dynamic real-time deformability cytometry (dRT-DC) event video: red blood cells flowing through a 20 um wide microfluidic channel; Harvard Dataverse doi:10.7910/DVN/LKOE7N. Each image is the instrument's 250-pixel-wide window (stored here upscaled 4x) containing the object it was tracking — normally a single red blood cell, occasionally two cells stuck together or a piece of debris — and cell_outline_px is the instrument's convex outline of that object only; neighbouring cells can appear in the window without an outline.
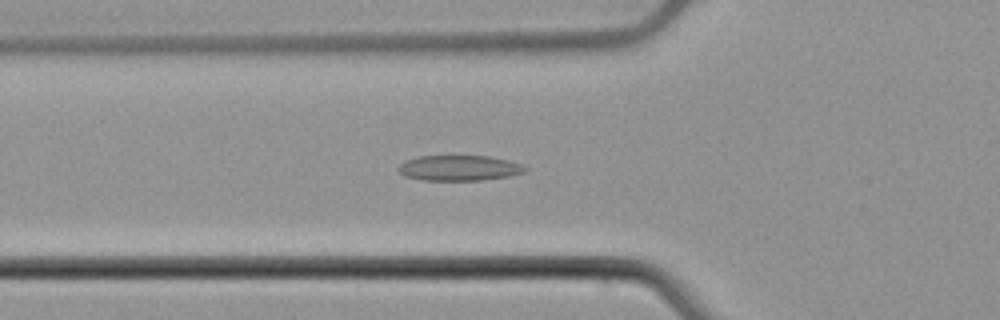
{"species": "common noctule bat (a hibernating species)", "species_latin": "Nyctalus noctula", "temperature_condition": "cold", "stored_images_in_passage": 43, "camera_frame_rate_fps": 3000, "um_per_image_px": 0.085, "animal": {"sex": "male", "body_mass_g": 21.5, "forearm_length_mm": 52.0}, "frame": {"image": 1, "passage_image": 9, "time_ms": 2.667, "image_size_px": [1000, 320], "cell_outline_px": [[528, 168], [524, 172], [508, 176], [484, 180], [420, 180], [404, 176], [400, 172], [400, 164], [416, 156], [488, 156], [508, 160], [520, 164]], "centroid_in_image_um": [39.04, 14.28], "position_along_channel_um": 86.8, "area_um2": 18.61}}
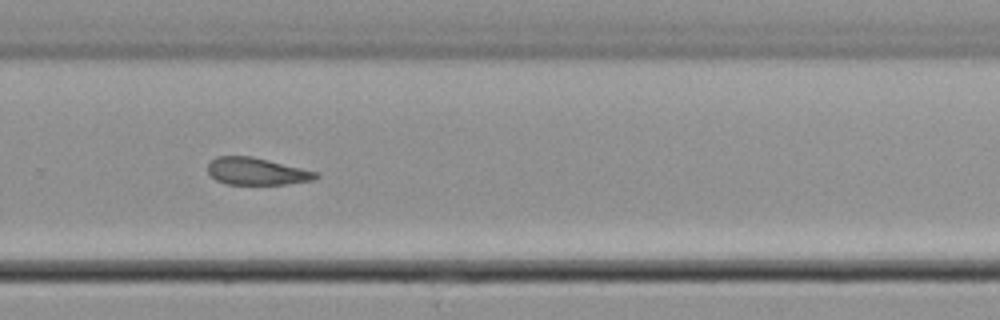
{"frame": {"image": 2, "passage_image": 26, "time_ms": 8.333, "image_size_px": [1000, 320], "cell_outline_px": [[320, 176], [312, 180], [284, 184], [224, 184], [216, 180], [208, 172], [208, 164], [216, 156], [252, 156], [320, 172]], "centroid_in_image_um": [21.83, 14.56], "position_along_channel_um": 308.0, "area_um2": 17.17}}
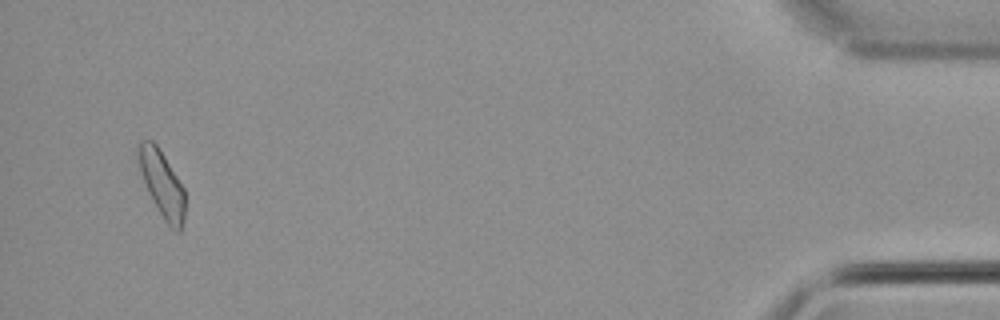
{"frame": {"image": 3, "passage_image": 41, "time_ms": 13.333, "image_size_px": [1000, 320], "cell_outline_px": [[184, 220], [180, 232], [176, 232], [164, 220], [152, 200], [148, 192], [140, 168], [136, 152], [136, 144], [140, 140], [152, 140], [156, 144], [164, 156], [184, 188]], "centroid_in_image_um": [13.75, 15.61], "position_along_channel_um": 421.4, "area_um2": 17.86}, "authors_computed_cell_mechanics": {"area_um2": 17.9758, "velocity_mm_per_s": 3.9097, "shape_relaxation_time_tau1_ms": 9.1332, "shape_relaxation_time_tau2_ms": 4.7166, "deformation_change_tau1": 0.11, "deformation_change_tau2": 0.1374}}